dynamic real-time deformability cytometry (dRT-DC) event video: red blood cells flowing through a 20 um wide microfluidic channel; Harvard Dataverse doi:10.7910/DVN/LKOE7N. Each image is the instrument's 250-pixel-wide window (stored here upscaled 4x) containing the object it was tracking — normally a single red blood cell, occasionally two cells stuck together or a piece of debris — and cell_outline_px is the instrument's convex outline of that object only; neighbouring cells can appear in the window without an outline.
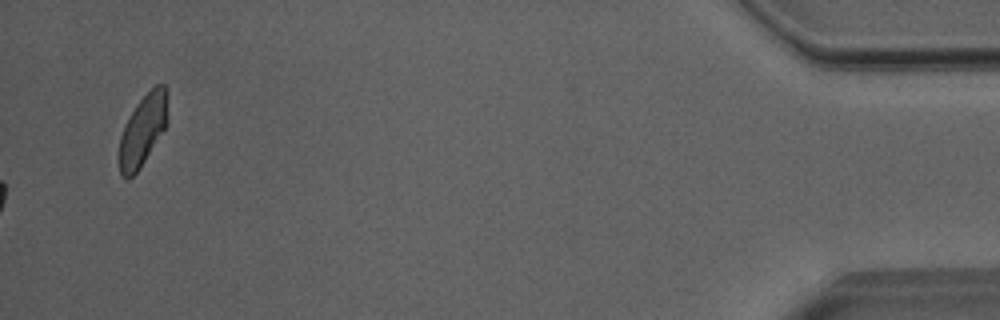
{"species": "Egyptian fruit bat (a non-hibernating species)", "species_latin": "Rousettus aegyptiacus", "temperature_condition": "room temperature", "stored_images_in_passage": 52, "camera_frame_rate_fps": 3000, "um_per_image_px": 0.085, "animal": {"sex": "male"}, "frame": {"image": 1, "passage_image": 52, "time_ms": 17.0, "image_size_px": [1000, 320], "cell_outline_px": [[168, 124], [140, 168], [128, 180], [120, 172], [120, 136], [124, 124], [128, 116], [136, 104], [156, 84], [164, 84], [168, 92]], "centroid_in_image_um": [12.18, 11.01], "position_along_channel_um": 423.0, "area_um2": 20.23}, "authors_computed_cell_mechanics": {"area_um2": 21.2704, "velocity_mm_per_s": 4.042, "shape_relaxation_time_tau1_ms": null, "shape_relaxation_time_tau2_ms": 3.6162, "deformation_change_tau1": null, "deformation_change_tau2": 0.1456}}